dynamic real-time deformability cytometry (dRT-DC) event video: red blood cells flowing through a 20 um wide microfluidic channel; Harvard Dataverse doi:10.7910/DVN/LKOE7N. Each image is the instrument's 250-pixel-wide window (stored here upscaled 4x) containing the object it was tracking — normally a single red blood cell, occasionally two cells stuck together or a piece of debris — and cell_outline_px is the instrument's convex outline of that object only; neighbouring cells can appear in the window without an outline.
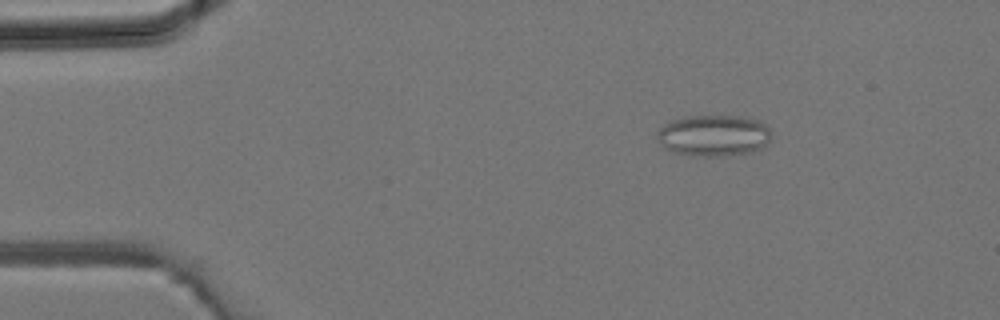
{"species": "common noctule bat (a hibernating species)", "species_latin": "Nyctalus noctula", "temperature_condition": "room temperature", "stored_images_in_passage": 3, "camera_frame_rate_fps": 3000, "um_per_image_px": 0.085, "animal": {"sex": "male", "body_mass_g": 19.2, "forearm_length_mm": 51.8}, "frame": {"image": 1, "passage_image": 1, "time_ms": 0.0, "image_size_px": [1000, 320], "cell_outline_px": [[768, 140], [764, 148], [752, 152], [720, 156], [692, 156], [676, 152], [664, 148], [660, 144], [656, 136], [656, 132], [664, 124], [672, 120], [688, 116], [740, 116], [756, 120], [764, 124], [768, 128]], "centroid_in_image_um": [60.61, 11.53], "position_along_channel_um": 24.4, "area_um2": 27.4}}